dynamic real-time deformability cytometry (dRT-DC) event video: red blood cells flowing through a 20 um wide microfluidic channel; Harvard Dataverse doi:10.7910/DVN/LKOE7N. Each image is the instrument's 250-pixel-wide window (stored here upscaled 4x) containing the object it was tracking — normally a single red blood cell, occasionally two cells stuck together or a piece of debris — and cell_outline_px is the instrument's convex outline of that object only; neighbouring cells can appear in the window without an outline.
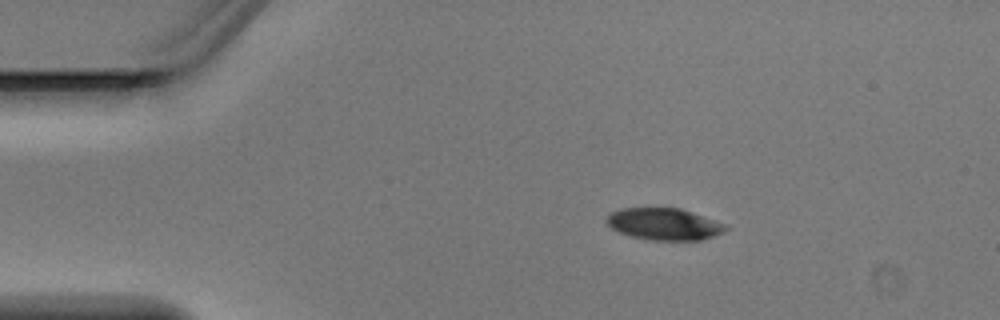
{"species": "Egyptian fruit bat (a non-hibernating species)", "species_latin": "Rousettus aegyptiacus", "temperature_condition": "warm", "stored_images_in_passage": 4, "camera_frame_rate_fps": 3000, "um_per_image_px": 0.085, "animal": {"sex": "male"}, "frame": {"image": 1, "passage_image": 2, "time_ms": 0.333, "image_size_px": [1000, 320], "cell_outline_px": [[732, 228], [724, 232], [700, 240], [648, 240], [632, 236], [620, 232], [612, 228], [604, 220], [612, 212], [620, 208], [680, 208], [728, 224]], "centroid_in_image_um": [56.5, 19.04], "position_along_channel_um": 28.5, "area_um2": 22.2}}
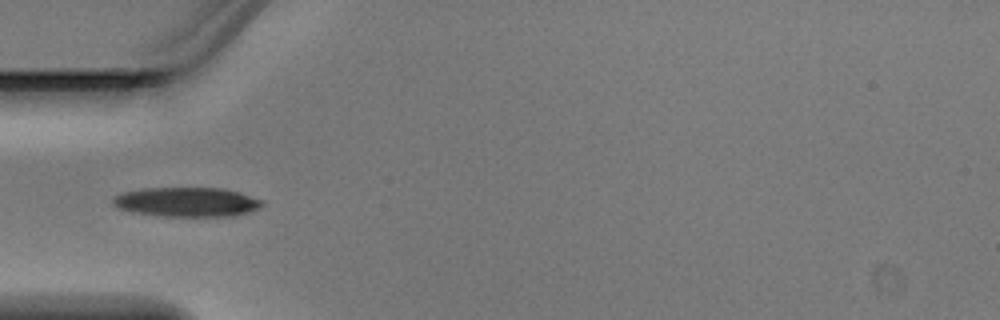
{"frame": {"image": 2, "passage_image": 4, "time_ms": 1.0, "image_size_px": [1000, 320], "cell_outline_px": [[264, 204], [260, 208], [248, 212], [232, 216], [164, 216], [132, 212], [120, 208], [112, 204], [112, 196], [120, 192], [140, 188], [220, 188], [240, 192], [264, 200]], "centroid_in_image_um": [15.86, 17.16], "position_along_channel_um": 69.1, "area_um2": 25.84}}